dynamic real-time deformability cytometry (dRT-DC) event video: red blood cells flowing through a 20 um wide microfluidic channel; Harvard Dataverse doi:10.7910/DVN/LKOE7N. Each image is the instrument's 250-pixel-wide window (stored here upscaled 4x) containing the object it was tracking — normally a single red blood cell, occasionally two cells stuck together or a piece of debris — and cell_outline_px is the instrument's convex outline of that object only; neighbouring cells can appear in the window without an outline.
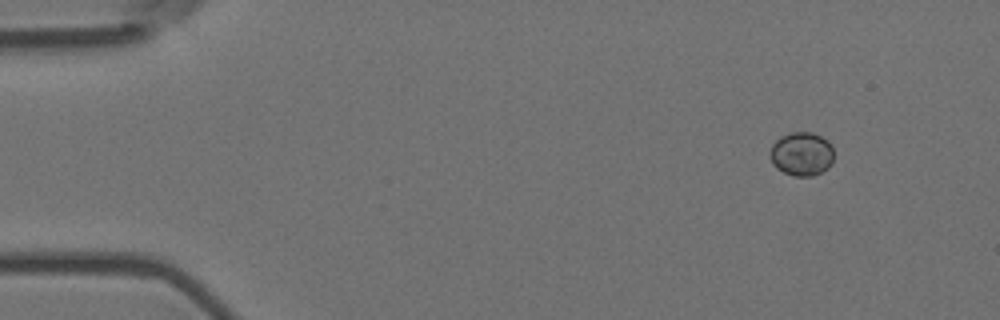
{"species": "Egyptian fruit bat (a non-hibernating species)", "species_latin": "Rousettus aegyptiacus", "temperature_condition": "room temperature", "stored_images_in_passage": 4, "camera_frame_rate_fps": 3000, "um_per_image_px": 0.085, "animal": {"sex": "female"}, "frame": {"image": 1, "passage_image": 1, "time_ms": 0.0, "image_size_px": [1000, 320], "cell_outline_px": [[832, 164], [828, 168], [812, 176], [792, 176], [776, 168], [772, 164], [768, 152], [772, 144], [780, 136], [792, 132], [812, 132], [828, 140], [832, 144]], "centroid_in_image_um": [68.11, 13.08], "position_along_channel_um": 16.9, "area_um2": 16.47}}
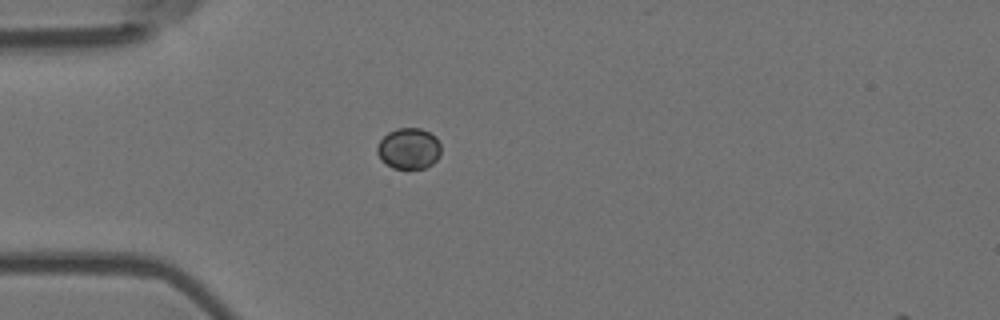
{"frame": {"image": 2, "passage_image": 3, "time_ms": 0.667, "image_size_px": [1000, 320], "cell_outline_px": [[440, 156], [432, 164], [424, 168], [392, 168], [380, 160], [376, 152], [376, 148], [380, 140], [388, 132], [396, 128], [420, 128], [436, 136], [440, 144]], "centroid_in_image_um": [34.73, 12.62], "position_along_channel_um": 50.3, "area_um2": 15.37}}